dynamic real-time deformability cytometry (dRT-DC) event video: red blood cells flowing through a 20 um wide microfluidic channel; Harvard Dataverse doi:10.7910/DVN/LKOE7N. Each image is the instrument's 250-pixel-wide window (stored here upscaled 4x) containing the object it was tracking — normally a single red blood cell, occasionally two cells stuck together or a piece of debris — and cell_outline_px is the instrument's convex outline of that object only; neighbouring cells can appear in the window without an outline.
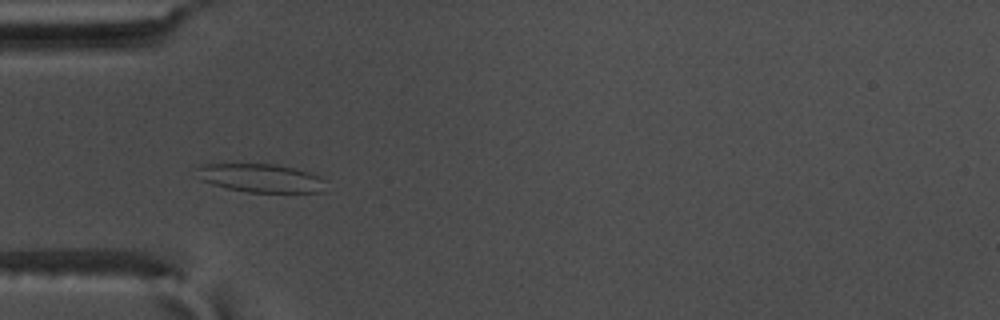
{"species": "common noctule bat (a hibernating species)", "species_latin": "Nyctalus noctula", "temperature_condition": "warm", "stored_images_in_passage": 56, "camera_frame_rate_fps": 3000, "um_per_image_px": 0.085, "animal": {"sex": "male", "body_mass_g": 17.5, "forearm_length_mm": 52.3}, "frame": {"image": 1, "passage_image": 17, "time_ms": 5.333, "image_size_px": [1000, 320], "cell_outline_px": [[328, 192], [248, 192], [228, 188], [212, 184], [200, 180], [196, 168], [200, 164], [276, 164], [296, 168], [320, 176], [324, 180]], "centroid_in_image_um": [22.21, 15.13], "position_along_channel_um": 62.8, "area_um2": 21.56}}
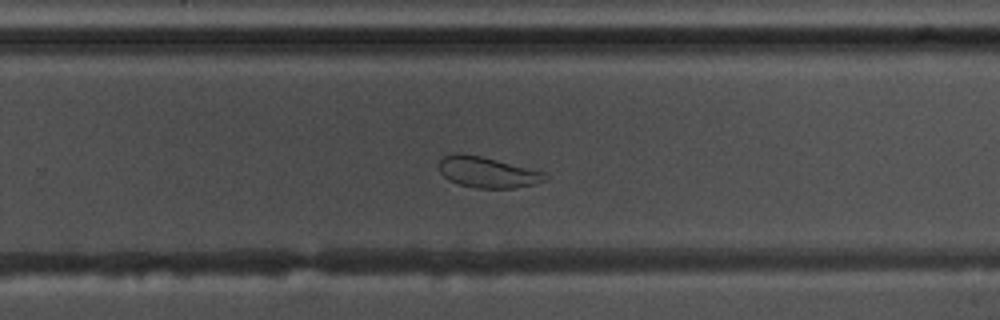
{"frame": {"image": 2, "passage_image": 36, "time_ms": 11.667, "image_size_px": [1000, 320], "cell_outline_px": [[548, 176], [544, 180], [536, 184], [512, 188], [476, 188], [460, 184], [448, 180], [440, 172], [440, 160], [444, 156], [456, 152], [460, 152], [480, 156], [544, 172]], "centroid_in_image_um": [41.41, 14.64], "position_along_channel_um": 288.4, "area_um2": 18.84}}
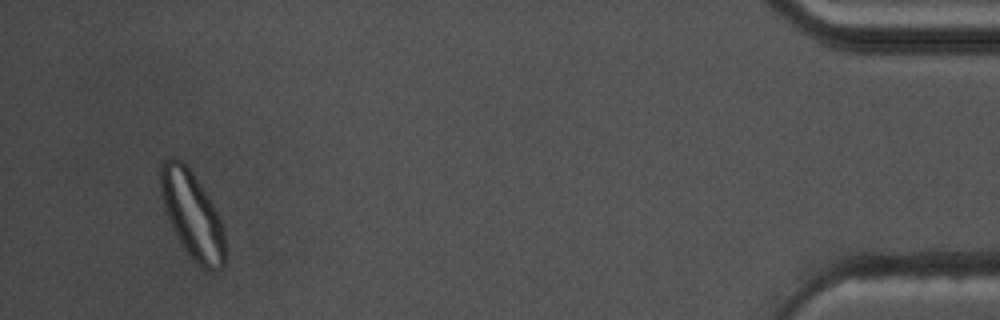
{"frame": {"image": 3, "passage_image": 53, "time_ms": 17.333, "image_size_px": [1000, 320], "cell_outline_px": [[224, 268], [204, 268], [188, 252], [176, 236], [168, 216], [160, 192], [160, 164], [164, 160], [172, 156], [176, 156], [192, 172], [208, 196], [224, 228]], "centroid_in_image_um": [16.31, 18.19], "position_along_channel_um": 418.9, "area_um2": 31.73}}